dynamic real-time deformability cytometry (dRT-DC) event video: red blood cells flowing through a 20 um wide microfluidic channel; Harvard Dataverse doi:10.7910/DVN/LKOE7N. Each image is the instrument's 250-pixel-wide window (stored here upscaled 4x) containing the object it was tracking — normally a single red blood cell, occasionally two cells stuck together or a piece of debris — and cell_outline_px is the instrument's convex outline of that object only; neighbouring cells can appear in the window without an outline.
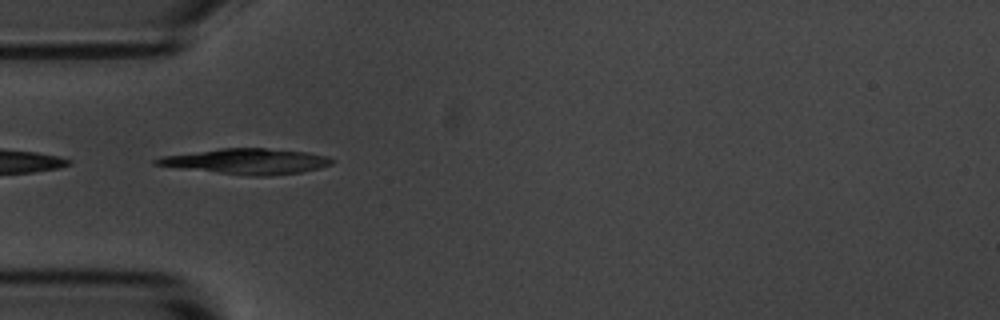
{"species": "common noctule bat (a hibernating species)", "species_latin": "Nyctalus noctula", "temperature_condition": "room temperature", "stored_images_in_passage": 2, "camera_frame_rate_fps": 3000, "um_per_image_px": 0.085, "animal": {"sex": "male", "body_mass_g": 20.1, "forearm_length_mm": 53.5}, "frame": {"image": 1, "passage_image": 1, "time_ms": 0.0, "image_size_px": [1000, 320], "cell_outline_px": [[336, 160], [332, 164], [320, 168], [300, 172], [268, 176], [252, 176], [180, 168], [152, 164], [152, 160], [160, 156], [220, 148], [264, 148], [308, 152], [328, 156]], "centroid_in_image_um": [20.97, 13.7], "position_along_channel_um": 64.0, "area_um2": 26.13}}